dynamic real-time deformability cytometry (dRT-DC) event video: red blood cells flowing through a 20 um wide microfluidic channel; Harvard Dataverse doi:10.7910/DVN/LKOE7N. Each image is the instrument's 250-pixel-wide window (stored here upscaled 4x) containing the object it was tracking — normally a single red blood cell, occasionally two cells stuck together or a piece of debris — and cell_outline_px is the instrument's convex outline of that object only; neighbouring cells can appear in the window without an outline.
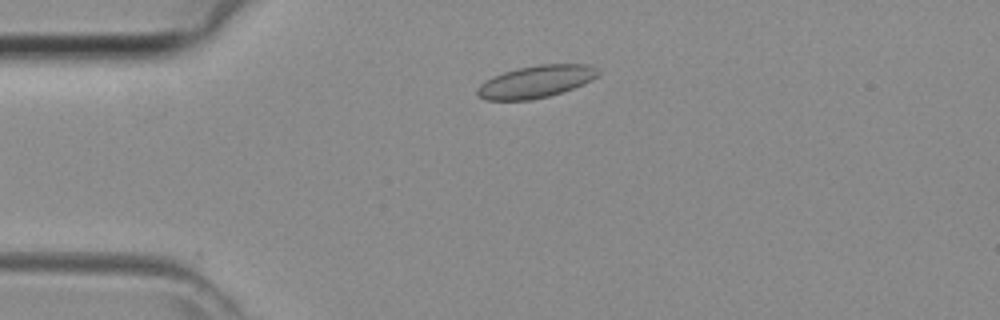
{"species": "common noctule bat (a hibernating species)", "species_latin": "Nyctalus noctula", "temperature_condition": "room temperature", "stored_images_in_passage": 40, "camera_frame_rate_fps": 3000, "um_per_image_px": 0.085, "animal": {"sex": "female", "body_mass_g": 29.2, "forearm_length_mm": 56.3}, "frame": {"image": 1, "passage_image": 6, "time_ms": 1.667, "image_size_px": [1000, 320], "cell_outline_px": [[600, 72], [592, 80], [584, 84], [548, 96], [532, 100], [484, 100], [476, 92], [476, 88], [484, 80], [492, 76], [516, 68], [540, 64], [588, 64], [596, 68]], "centroid_in_image_um": [45.52, 6.93], "position_along_channel_um": 39.5, "area_um2": 22.77}}
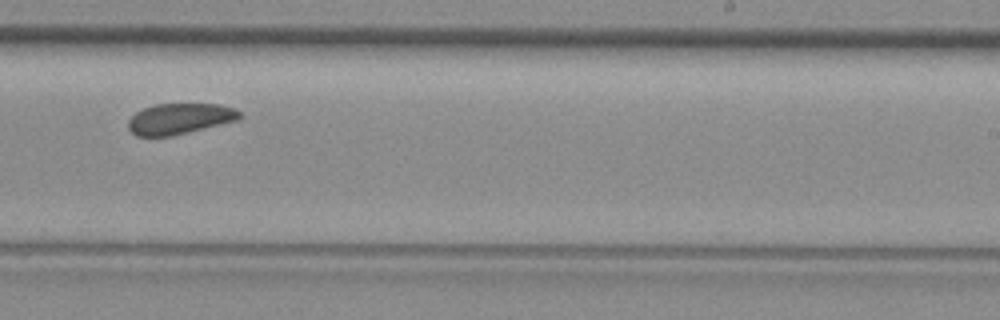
{"frame": {"image": 2, "passage_image": 23, "time_ms": 7.333, "image_size_px": [1000, 320], "cell_outline_px": [[244, 116], [240, 120], [172, 136], [136, 136], [128, 128], [128, 120], [136, 112], [144, 108], [156, 104], [220, 104], [236, 108]], "centroid_in_image_um": [15.33, 10.09], "position_along_channel_um": 273.7, "area_um2": 20.23}}
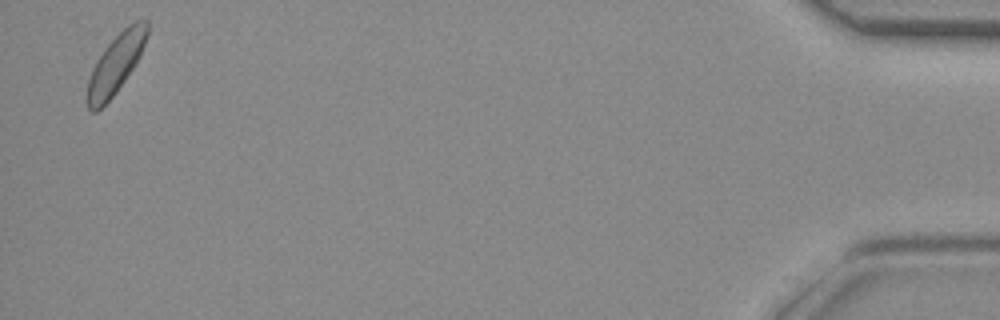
{"frame": {"image": 3, "passage_image": 39, "time_ms": 12.667, "image_size_px": [1000, 320], "cell_outline_px": [[148, 36], [140, 56], [116, 92], [96, 112], [92, 112], [88, 108], [84, 100], [88, 80], [92, 68], [96, 60], [104, 48], [128, 24], [136, 20], [148, 20]], "centroid_in_image_um": [9.81, 5.44], "position_along_channel_um": 425.4, "area_um2": 20.69}}